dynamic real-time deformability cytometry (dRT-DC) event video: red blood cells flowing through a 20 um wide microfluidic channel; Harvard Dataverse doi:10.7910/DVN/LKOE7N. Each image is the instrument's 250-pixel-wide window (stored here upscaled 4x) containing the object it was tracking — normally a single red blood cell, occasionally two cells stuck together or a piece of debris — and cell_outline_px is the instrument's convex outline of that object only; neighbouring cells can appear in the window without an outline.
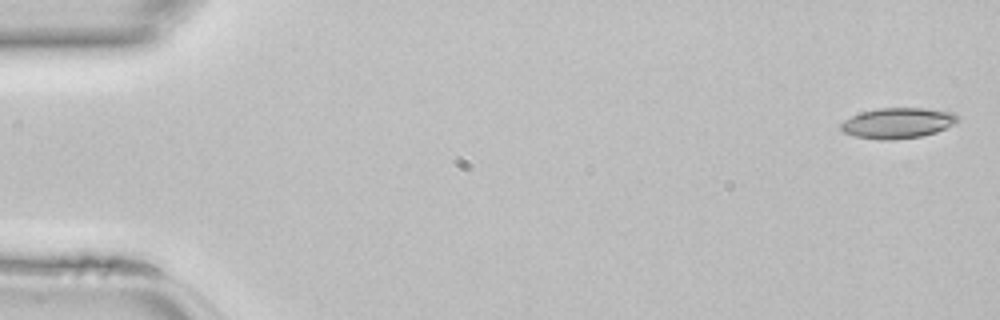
{"species": "common noctule bat (a hibernating species)", "species_latin": "Nyctalus noctula", "temperature_condition": "room temperature", "stored_images_in_passage": 14, "camera_frame_rate_fps": 3000, "um_per_image_px": 0.085, "animal": {"sex": "female", "body_mass_g": 22.7, "forearm_length_mm": 54.2}, "frame": {"image": 1, "passage_image": 1, "time_ms": 0.0, "image_size_px": [1000, 320], "cell_outline_px": [[960, 120], [936, 132], [920, 136], [888, 140], [880, 140], [856, 136], [844, 132], [840, 128], [840, 124], [844, 120], [860, 112], [880, 108], [924, 108], [952, 112], [960, 116]], "centroid_in_image_um": [76.3, 10.45], "position_along_channel_um": 8.7, "area_um2": 20.63}}
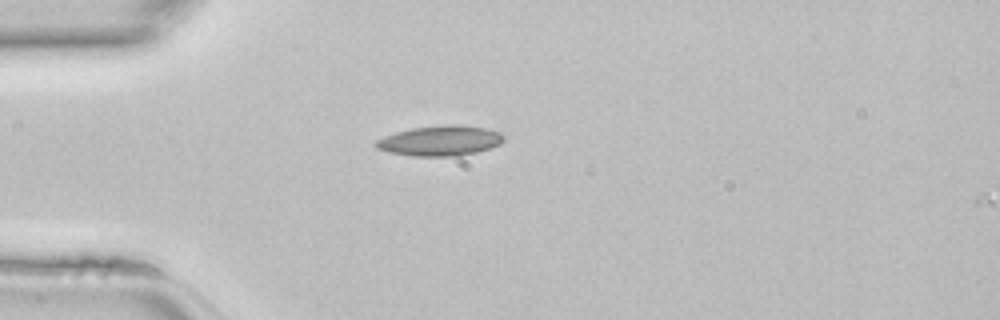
{"frame": {"image": 2, "passage_image": 12, "time_ms": 3.667, "image_size_px": [1000, 320], "cell_outline_px": [[504, 140], [500, 144], [476, 152], [460, 156], [412, 156], [388, 152], [376, 148], [372, 144], [376, 140], [384, 136], [396, 132], [412, 128], [448, 124], [456, 124], [484, 128], [500, 132], [504, 136]], "centroid_in_image_um": [37.38, 11.96], "position_along_channel_um": 47.6, "area_um2": 22.54}}